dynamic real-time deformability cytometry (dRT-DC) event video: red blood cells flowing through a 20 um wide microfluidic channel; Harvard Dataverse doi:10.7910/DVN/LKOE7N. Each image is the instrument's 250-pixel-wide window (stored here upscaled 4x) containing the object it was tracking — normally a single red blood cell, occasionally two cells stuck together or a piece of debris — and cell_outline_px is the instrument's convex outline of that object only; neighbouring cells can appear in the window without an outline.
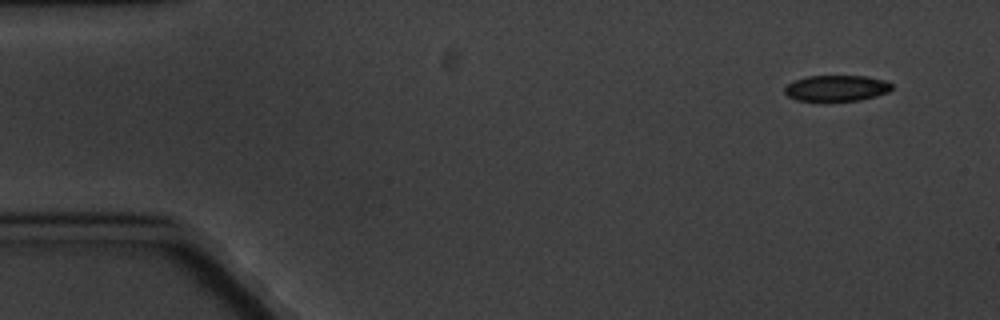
{"species": "common noctule bat (a hibernating species)", "species_latin": "Nyctalus noctula", "temperature_condition": "cold", "stored_images_in_passage": 5, "camera_frame_rate_fps": 3000, "um_per_image_px": 0.085, "animal": {"sex": "male", "body_mass_g": 20.1, "forearm_length_mm": 53.5}, "frame": {"image": 1, "passage_image": 1, "time_ms": 0.0, "image_size_px": [1000, 320], "cell_outline_px": [[892, 88], [888, 92], [876, 96], [860, 100], [824, 104], [820, 104], [796, 100], [788, 96], [784, 92], [784, 88], [792, 80], [804, 76], [868, 76], [884, 80], [892, 84]], "centroid_in_image_um": [71.03, 7.54], "position_along_channel_um": 14.0, "area_um2": 17.17}}